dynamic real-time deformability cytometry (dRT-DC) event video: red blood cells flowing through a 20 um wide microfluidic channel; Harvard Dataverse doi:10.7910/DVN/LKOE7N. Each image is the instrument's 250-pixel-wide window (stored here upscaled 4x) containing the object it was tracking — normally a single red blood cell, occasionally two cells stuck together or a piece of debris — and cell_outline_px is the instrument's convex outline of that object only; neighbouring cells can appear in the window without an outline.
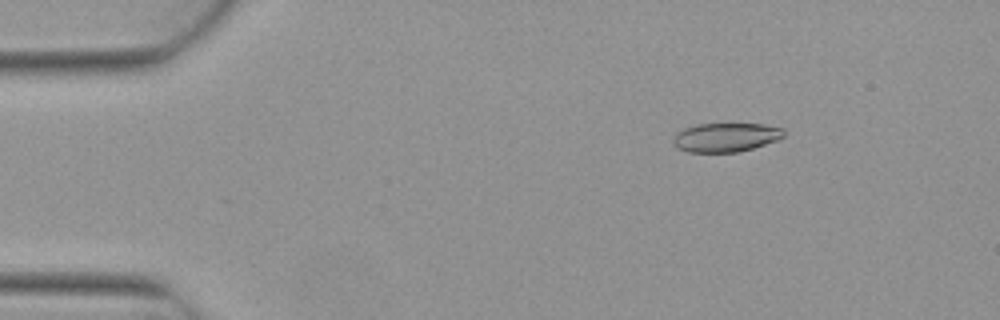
{"species": "Egyptian fruit bat (a non-hibernating species)", "species_latin": "Rousettus aegyptiacus", "temperature_condition": "warm", "stored_images_in_passage": 4, "camera_frame_rate_fps": 3000, "um_per_image_px": 0.085, "animal": {"sex": "female"}, "frame": {"image": 1, "passage_image": 2, "time_ms": 0.333, "image_size_px": [1000, 320], "cell_outline_px": [[784, 136], [776, 140], [752, 148], [736, 152], [688, 152], [676, 148], [672, 140], [676, 132], [684, 128], [696, 124], [764, 124], [784, 128]], "centroid_in_image_um": [61.65, 11.67], "position_along_channel_um": 23.3, "area_um2": 18.67}}